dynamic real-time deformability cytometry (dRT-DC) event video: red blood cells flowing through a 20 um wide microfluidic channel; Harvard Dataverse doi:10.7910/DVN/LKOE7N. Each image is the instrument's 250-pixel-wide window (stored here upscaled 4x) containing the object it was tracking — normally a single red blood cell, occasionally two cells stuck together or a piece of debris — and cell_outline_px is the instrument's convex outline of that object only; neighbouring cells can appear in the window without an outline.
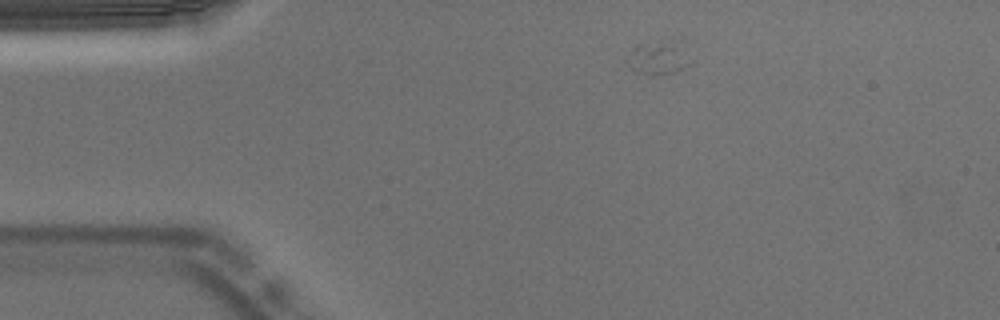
{"species": "Egyptian fruit bat (a non-hibernating species)", "species_latin": "Rousettus aegyptiacus", "temperature_condition": "warm", "stored_images_in_passage": 24, "camera_frame_rate_fps": 3000, "um_per_image_px": 0.085, "animal": {"sex": "male"}, "frame": {"image": 1, "passage_image": 1, "time_ms": 0.0, "image_size_px": [1000, 320], "cell_outline_px": [[692, 60], [688, 64], [676, 72], [636, 72], [628, 64], [628, 60], [632, 52], [636, 48], [680, 40]], "centroid_in_image_um": [56.09, 4.92], "position_along_channel_um": 28.9, "area_um2": 11.04}}
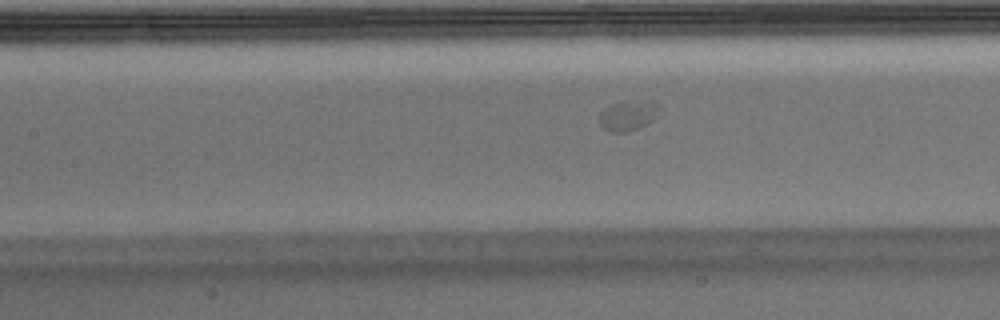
{"frame": {"image": 2, "passage_image": 15, "time_ms": 4.667, "image_size_px": [1000, 320], "cell_outline_px": [[660, 108], [656, 116], [652, 120], [628, 132], [612, 132], [604, 128], [600, 124], [600, 112], [608, 104], [620, 100], [656, 100], [660, 104]], "centroid_in_image_um": [53.4, 9.75], "position_along_channel_um": 154.0, "area_um2": 10.87}}
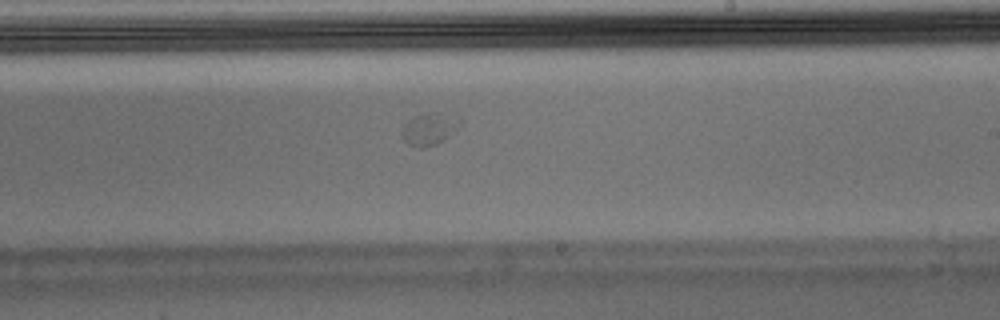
{"frame": {"image": 3, "passage_image": 23, "time_ms": 7.333, "image_size_px": [1000, 320], "cell_outline_px": [[464, 120], [444, 140], [436, 144], [424, 148], [416, 148], [408, 144], [400, 136], [400, 128], [408, 120], [416, 116], [428, 112], [436, 112]], "centroid_in_image_um": [36.42, 10.98], "position_along_channel_um": 252.6, "area_um2": 10.92}}